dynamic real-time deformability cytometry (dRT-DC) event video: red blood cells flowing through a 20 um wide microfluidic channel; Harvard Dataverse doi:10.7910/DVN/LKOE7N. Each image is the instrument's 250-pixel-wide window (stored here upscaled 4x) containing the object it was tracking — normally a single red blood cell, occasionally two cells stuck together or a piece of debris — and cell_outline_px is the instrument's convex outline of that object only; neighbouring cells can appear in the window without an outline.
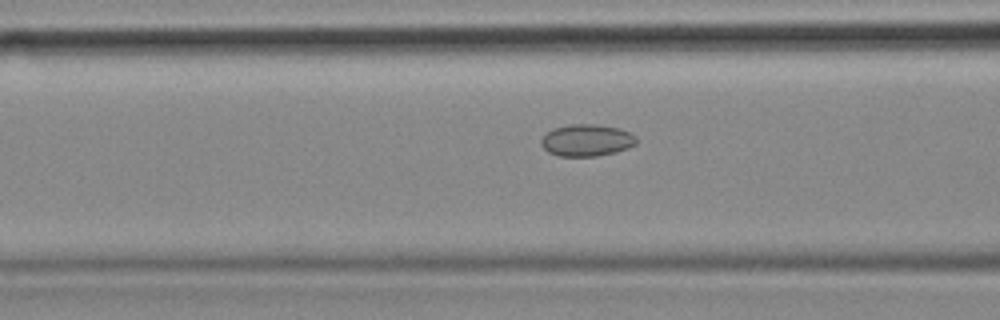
{"species": "common noctule bat (a hibernating species)", "species_latin": "Nyctalus noctula", "temperature_condition": "cold", "stored_images_in_passage": 15, "camera_frame_rate_fps": 3000, "um_per_image_px": 0.085, "animal": {"sex": "female", "body_mass_g": 18.4}, "frame": {"image": 1, "passage_image": 13, "time_ms": 4.0, "image_size_px": [1000, 320], "cell_outline_px": [[636, 144], [628, 148], [616, 152], [596, 156], [560, 156], [548, 152], [540, 144], [540, 140], [552, 128], [568, 124], [596, 124], [620, 128], [636, 136]], "centroid_in_image_um": [49.86, 11.91], "position_along_channel_um": 116.7, "area_um2": 17.8}}